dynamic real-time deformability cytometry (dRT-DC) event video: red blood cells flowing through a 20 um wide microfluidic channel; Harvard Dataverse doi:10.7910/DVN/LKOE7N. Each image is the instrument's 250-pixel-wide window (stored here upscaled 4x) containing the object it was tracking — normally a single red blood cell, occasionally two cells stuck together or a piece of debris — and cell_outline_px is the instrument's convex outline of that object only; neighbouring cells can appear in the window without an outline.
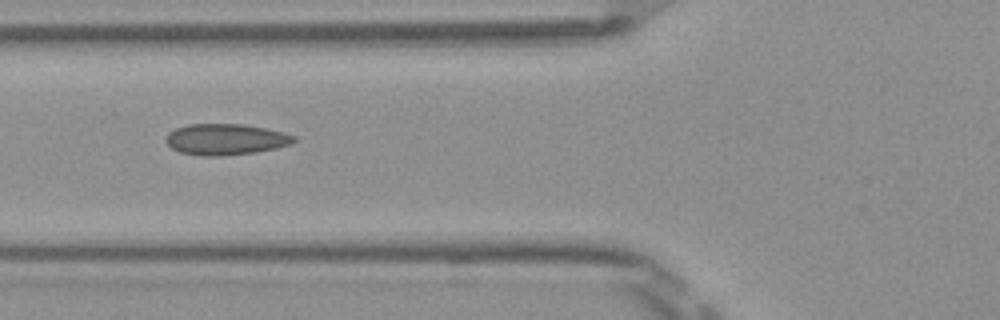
{"species": "Egyptian fruit bat (a non-hibernating species)", "species_latin": "Rousettus aegyptiacus", "temperature_condition": "room temperature", "stored_images_in_passage": 14, "camera_frame_rate_fps": 3000, "um_per_image_px": 0.085, "frame": {"image": 1, "passage_image": 5, "time_ms": 1.333, "image_size_px": [1000, 320], "cell_outline_px": [[300, 140], [276, 148], [252, 152], [220, 156], [200, 156], [180, 152], [172, 148], [164, 140], [168, 132], [176, 128], [188, 124], [244, 124], [284, 132], [296, 136]], "centroid_in_image_um": [19.17, 11.84], "position_along_channel_um": 106.6, "area_um2": 23.24}}
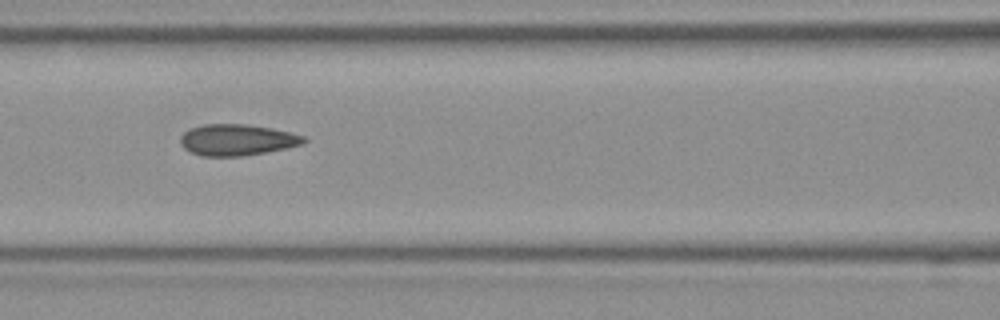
{"frame": {"image": 2, "passage_image": 8, "time_ms": 2.333, "image_size_px": [1000, 320], "cell_outline_px": [[308, 140], [304, 144], [288, 148], [240, 156], [200, 156], [184, 148], [180, 144], [180, 136], [184, 132], [192, 128], [204, 124], [244, 124], [272, 128], [304, 136]], "centroid_in_image_um": [20.15, 11.89], "position_along_channel_um": 146.4, "area_um2": 22.43}}